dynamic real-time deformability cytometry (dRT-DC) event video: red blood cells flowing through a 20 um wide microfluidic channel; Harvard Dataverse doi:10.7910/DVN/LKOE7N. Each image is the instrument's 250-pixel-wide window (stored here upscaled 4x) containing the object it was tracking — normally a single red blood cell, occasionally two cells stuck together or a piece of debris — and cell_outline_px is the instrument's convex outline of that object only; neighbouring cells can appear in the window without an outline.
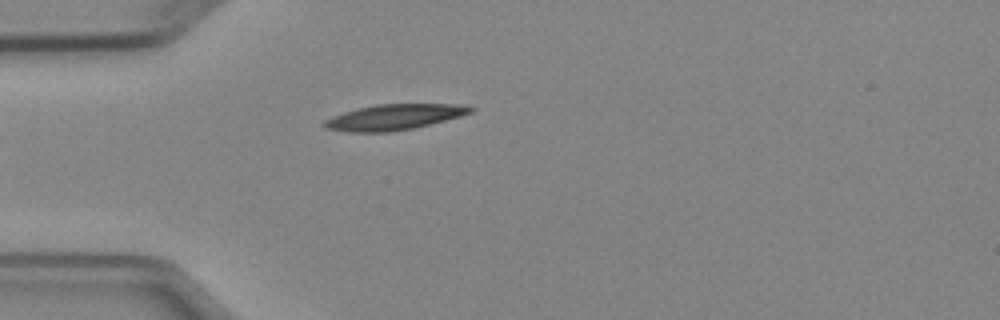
{"species": "Egyptian fruit bat (a non-hibernating species)", "species_latin": "Rousettus aegyptiacus", "temperature_condition": "cold", "stored_images_in_passage": 4, "camera_frame_rate_fps": 3000, "um_per_image_px": 0.085, "animal": {"sex": "female"}, "frame": {"image": 1, "passage_image": 4, "time_ms": 4.333, "image_size_px": [1000, 320], "cell_outline_px": [[476, 108], [472, 112], [460, 116], [412, 128], [388, 132], [352, 132], [324, 128], [324, 120], [332, 116], [356, 108], [376, 104], [460, 104]], "centroid_in_image_um": [33.48, 9.94], "position_along_channel_um": 51.5, "area_um2": 21.62}}